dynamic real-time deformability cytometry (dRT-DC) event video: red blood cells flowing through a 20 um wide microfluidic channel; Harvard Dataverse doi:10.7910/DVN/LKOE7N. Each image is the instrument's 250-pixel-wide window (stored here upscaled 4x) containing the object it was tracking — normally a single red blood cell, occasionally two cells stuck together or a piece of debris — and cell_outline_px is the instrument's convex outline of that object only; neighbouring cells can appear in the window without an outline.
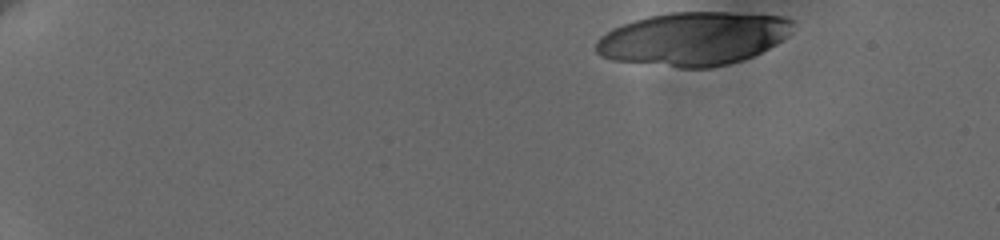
{"species": "human", "species_latin": "Homo sapiens", "temperature_condition": "cold", "stored_images_in_passage": 22, "camera_frame_rate_fps": 3000, "um_per_image_px": 0.085, "donor": {"sex": "female"}, "frame": {"image": 1, "passage_image": 1, "time_ms": 0.0, "image_size_px": [1000, 240], "cell_outline_px": [[792, 20], [788, 36], [776, 44], [752, 56], [728, 64], [712, 68], [680, 68], [612, 60], [600, 56], [596, 52], [596, 40], [600, 36], [612, 28], [648, 16], [672, 12], [724, 12], [780, 16]], "centroid_in_image_um": [58.88, 3.3], "position_along_channel_um": 26.1, "area_um2": 60.98}}